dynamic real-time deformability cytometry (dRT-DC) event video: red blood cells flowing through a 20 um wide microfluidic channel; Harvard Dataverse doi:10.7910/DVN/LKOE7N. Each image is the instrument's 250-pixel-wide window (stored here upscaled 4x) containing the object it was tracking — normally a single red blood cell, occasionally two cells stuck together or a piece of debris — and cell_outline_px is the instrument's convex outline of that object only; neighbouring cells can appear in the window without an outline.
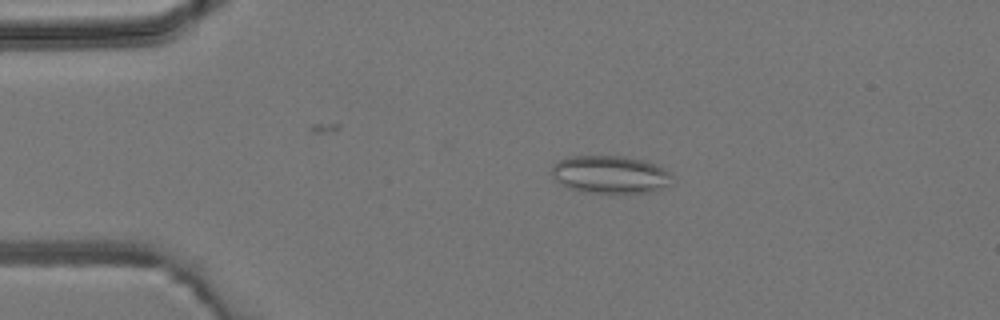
{"species": "common noctule bat (a hibernating species)", "species_latin": "Nyctalus noctula", "temperature_condition": "room temperature", "stored_images_in_passage": 2, "camera_frame_rate_fps": 3000, "um_per_image_px": 0.085, "animal": {"sex": "male", "body_mass_g": 19.2, "forearm_length_mm": 51.8}, "frame": {"image": 1, "passage_image": 1, "time_ms": 0.0, "image_size_px": [1000, 320], "cell_outline_px": [[672, 176], [668, 184], [660, 188], [648, 192], [588, 192], [572, 188], [556, 180], [552, 176], [552, 164], [568, 156], [628, 156], [644, 160], [664, 168]], "centroid_in_image_um": [51.85, 14.8], "position_along_channel_um": 33.2, "area_um2": 26.01}}